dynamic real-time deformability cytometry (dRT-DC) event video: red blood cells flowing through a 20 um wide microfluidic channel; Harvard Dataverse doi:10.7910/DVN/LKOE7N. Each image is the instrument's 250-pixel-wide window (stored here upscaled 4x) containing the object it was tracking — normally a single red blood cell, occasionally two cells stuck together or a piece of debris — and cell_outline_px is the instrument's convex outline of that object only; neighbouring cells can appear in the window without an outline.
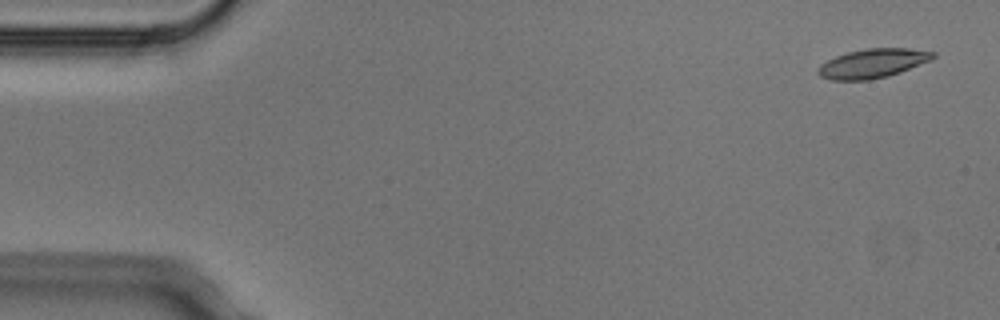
{"species": "Egyptian fruit bat (a non-hibernating species)", "species_latin": "Rousettus aegyptiacus", "temperature_condition": "cold", "stored_images_in_passage": 7, "camera_frame_rate_fps": 3000, "um_per_image_px": 0.085, "animal": {"sex": "male"}, "frame": {"image": 1, "passage_image": 1, "time_ms": 0.0, "image_size_px": [1000, 320], "cell_outline_px": [[936, 56], [932, 60], [900, 72], [888, 76], [868, 80], [832, 80], [820, 76], [816, 72], [816, 68], [820, 64], [836, 56], [848, 52], [868, 48], [908, 48], [936, 52]], "centroid_in_image_um": [74.18, 5.39], "position_along_channel_um": 10.8, "area_um2": 19.59}}
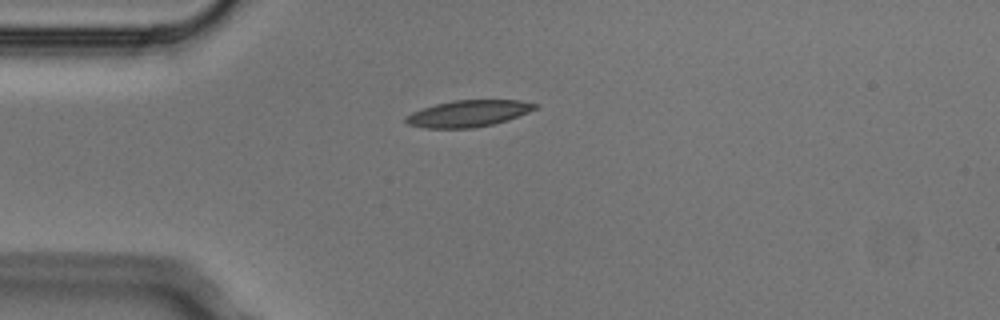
{"frame": {"image": 2, "passage_image": 4, "time_ms": 1.0, "image_size_px": [1000, 320], "cell_outline_px": [[540, 104], [536, 108], [528, 112], [508, 120], [492, 124], [472, 128], [424, 128], [408, 124], [404, 120], [404, 116], [412, 112], [436, 104], [452, 100], [520, 100]], "centroid_in_image_um": [39.8, 9.64], "position_along_channel_um": 45.2, "area_um2": 20.0}}
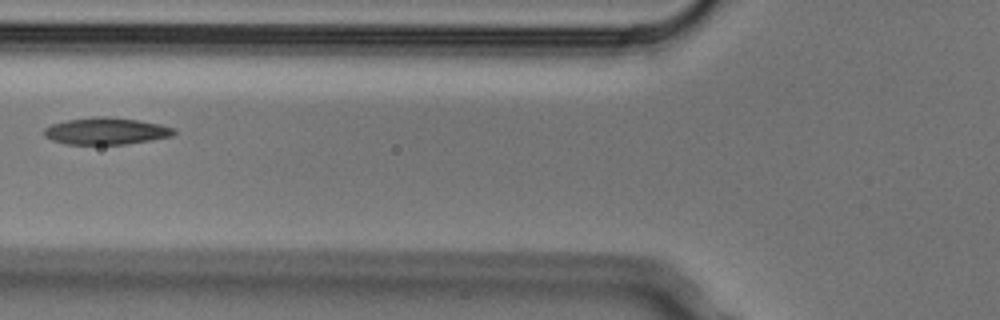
{"frame": {"image": 3, "passage_image": 6, "time_ms": 1.667, "image_size_px": [1000, 320], "cell_outline_px": [[176, 132], [172, 136], [152, 140], [124, 144], [68, 144], [52, 140], [44, 136], [44, 128], [52, 124], [68, 120], [92, 116], [108, 116], [140, 120], [160, 124], [176, 128]], "centroid_in_image_um": [9.05, 11.13], "position_along_channel_um": 116.8, "area_um2": 20.46}}